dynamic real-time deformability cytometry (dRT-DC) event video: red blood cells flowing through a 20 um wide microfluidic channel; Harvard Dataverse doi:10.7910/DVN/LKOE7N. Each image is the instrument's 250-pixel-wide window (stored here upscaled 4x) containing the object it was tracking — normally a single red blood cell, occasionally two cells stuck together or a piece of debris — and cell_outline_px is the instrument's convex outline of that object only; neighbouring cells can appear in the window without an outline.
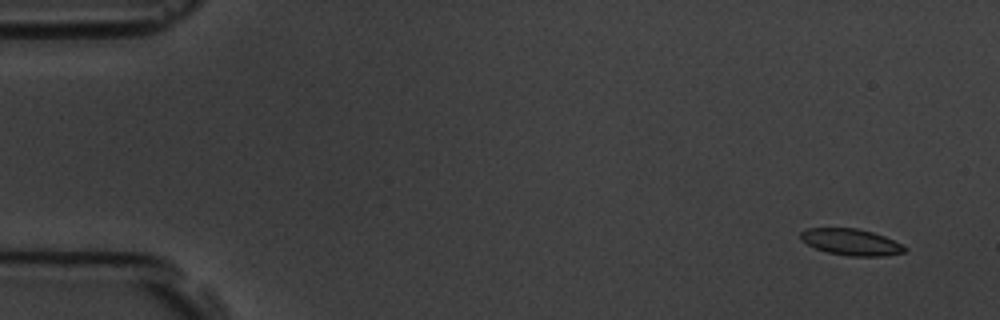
{"species": "common noctule bat (a hibernating species)", "species_latin": "Nyctalus noctula", "temperature_condition": "room temperature", "stored_images_in_passage": 5, "camera_frame_rate_fps": 3000, "um_per_image_px": 0.085, "animal": {"sex": "male", "body_mass_g": 19.5, "forearm_length_mm": 54.6}, "frame": {"image": 1, "passage_image": 1, "time_ms": 0.0, "image_size_px": [1000, 320], "cell_outline_px": [[908, 248], [904, 252], [884, 256], [848, 256], [828, 252], [816, 248], [800, 240], [800, 232], [808, 228], [856, 228], [872, 232], [884, 236]], "centroid_in_image_um": [72.32, 20.57], "position_along_channel_um": 12.7, "area_um2": 15.9}}
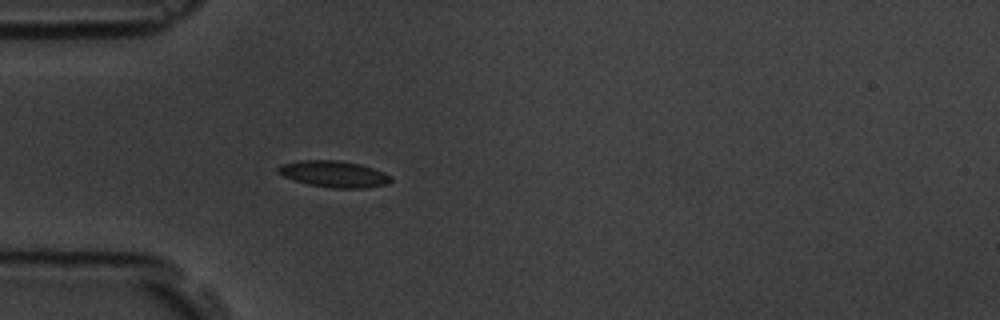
{"frame": {"image": 2, "passage_image": 5, "time_ms": 4.333, "image_size_px": [1000, 320], "cell_outline_px": [[392, 180], [388, 184], [364, 188], [332, 188], [308, 184], [284, 176], [276, 172], [276, 168], [280, 164], [300, 160], [336, 160], [360, 164], [384, 172], [392, 176]], "centroid_in_image_um": [28.38, 14.79], "position_along_channel_um": 56.6, "area_um2": 17.4}}